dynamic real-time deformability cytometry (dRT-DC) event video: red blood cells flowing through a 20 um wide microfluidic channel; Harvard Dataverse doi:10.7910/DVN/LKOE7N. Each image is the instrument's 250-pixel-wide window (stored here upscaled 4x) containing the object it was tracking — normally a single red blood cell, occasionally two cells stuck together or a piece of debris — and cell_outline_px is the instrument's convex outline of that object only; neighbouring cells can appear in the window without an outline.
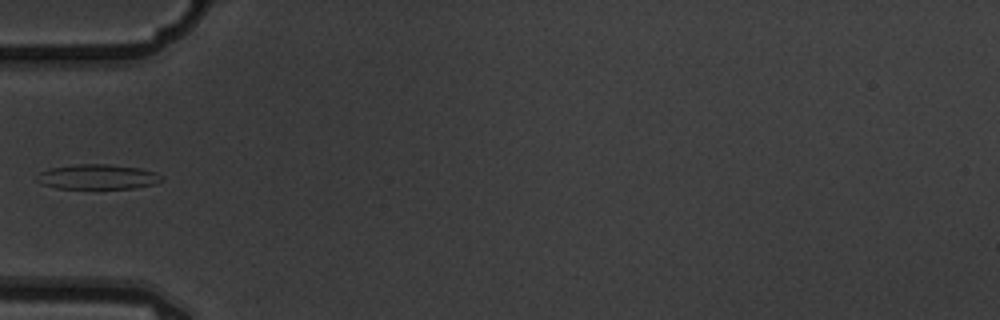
{"species": "common noctule bat (a hibernating species)", "species_latin": "Nyctalus noctula", "temperature_condition": "warm", "stored_images_in_passage": 6, "camera_frame_rate_fps": 3000, "um_per_image_px": 0.085, "animal": {"sex": "male", "body_mass_g": 19.5, "forearm_length_mm": 54.6}, "frame": {"image": 1, "passage_image": 5, "time_ms": 1.333, "image_size_px": [1000, 320], "cell_outline_px": [[164, 180], [156, 184], [136, 188], [56, 188], [40, 184], [36, 180], [36, 176], [40, 172], [48, 168], [76, 164], [108, 164], [140, 168], [156, 172], [164, 176]], "centroid_in_image_um": [8.32, 15.03], "position_along_channel_um": 76.7, "area_um2": 18.38}}